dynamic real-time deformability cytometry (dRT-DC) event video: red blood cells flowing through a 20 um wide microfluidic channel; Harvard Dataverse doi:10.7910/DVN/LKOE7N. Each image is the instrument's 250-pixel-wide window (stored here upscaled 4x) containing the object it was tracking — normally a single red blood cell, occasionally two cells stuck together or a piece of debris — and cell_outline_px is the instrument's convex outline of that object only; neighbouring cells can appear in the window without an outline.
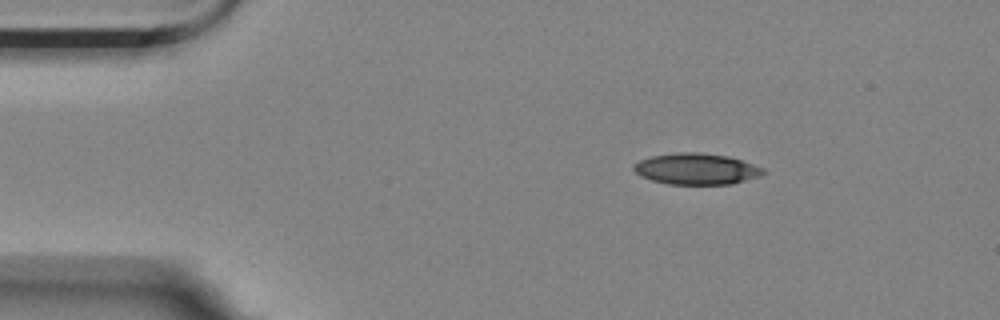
{"species": "Egyptian fruit bat (a non-hibernating species)", "species_latin": "Rousettus aegyptiacus", "temperature_condition": "room temperature", "stored_images_in_passage": 5, "camera_frame_rate_fps": 3000, "um_per_image_px": 0.085, "animal": {"sex": "female"}, "frame": {"image": 1, "passage_image": 3, "time_ms": 0.667, "image_size_px": [1000, 320], "cell_outline_px": [[768, 172], [760, 176], [732, 184], [668, 184], [652, 180], [640, 176], [632, 168], [632, 164], [640, 160], [652, 156], [676, 152], [700, 152], [728, 156], [764, 168]], "centroid_in_image_um": [59.19, 14.35], "position_along_channel_um": 25.8, "area_um2": 23.64}}